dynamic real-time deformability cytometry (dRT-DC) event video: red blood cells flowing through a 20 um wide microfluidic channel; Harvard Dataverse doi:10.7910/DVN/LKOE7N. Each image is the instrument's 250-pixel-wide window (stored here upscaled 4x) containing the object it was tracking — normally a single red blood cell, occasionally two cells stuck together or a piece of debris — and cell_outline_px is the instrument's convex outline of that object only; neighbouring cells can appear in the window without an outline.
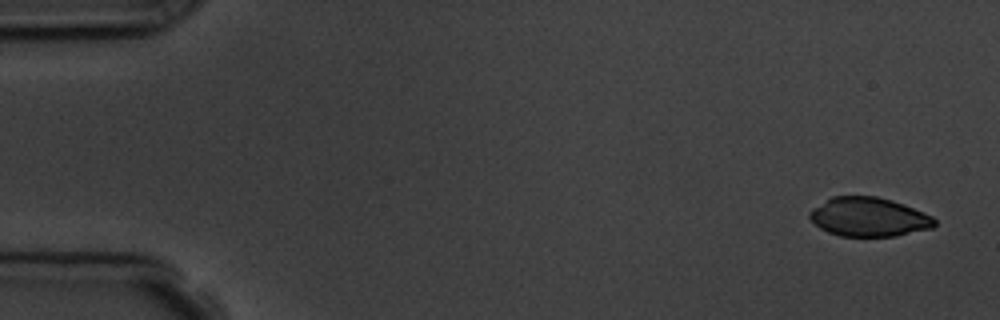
{"species": "common noctule bat (a hibernating species)", "species_latin": "Nyctalus noctula", "temperature_condition": "room temperature", "stored_images_in_passage": 6, "camera_frame_rate_fps": 3000, "um_per_image_px": 0.085, "animal": {"sex": "male", "body_mass_g": 19.5, "forearm_length_mm": 54.6}, "frame": {"image": 1, "passage_image": 1, "time_ms": 0.0, "image_size_px": [1000, 320], "cell_outline_px": [[936, 224], [932, 228], [896, 236], [840, 236], [828, 232], [820, 228], [808, 216], [808, 212], [812, 208], [832, 196], [876, 196], [892, 200], [904, 204], [924, 212], [932, 216], [936, 220]], "centroid_in_image_um": [73.85, 18.44], "position_along_channel_um": 11.2, "area_um2": 28.5}}